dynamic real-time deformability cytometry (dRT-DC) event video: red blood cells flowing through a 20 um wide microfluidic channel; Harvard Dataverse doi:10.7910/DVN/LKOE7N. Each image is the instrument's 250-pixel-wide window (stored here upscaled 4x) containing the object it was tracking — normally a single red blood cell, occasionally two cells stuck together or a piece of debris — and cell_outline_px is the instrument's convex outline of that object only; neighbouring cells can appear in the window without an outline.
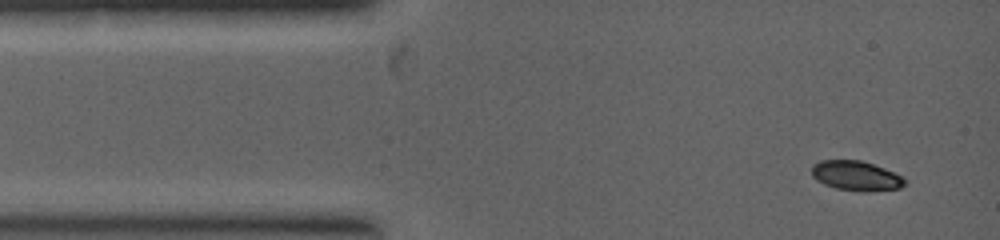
{"species": "common noctule bat (a hibernating species)", "species_latin": "Nyctalus noctula", "temperature_condition": "warm", "stored_images_in_passage": 5, "camera_frame_rate_fps": 5000, "um_per_image_px": 0.085, "animal": {"sex": "female", "body_mass_g": 19.0, "forearm_length_mm": 53.3}, "frame": {"image": 1, "passage_image": 1, "time_ms": 0.0, "image_size_px": [1000, 240], "cell_outline_px": [[908, 180], [900, 188], [860, 192], [836, 188], [824, 184], [816, 180], [812, 176], [812, 164], [820, 160], [860, 160], [884, 168]], "centroid_in_image_um": [72.73, 14.94], "position_along_channel_um": 12.3, "area_um2": 16.07}}